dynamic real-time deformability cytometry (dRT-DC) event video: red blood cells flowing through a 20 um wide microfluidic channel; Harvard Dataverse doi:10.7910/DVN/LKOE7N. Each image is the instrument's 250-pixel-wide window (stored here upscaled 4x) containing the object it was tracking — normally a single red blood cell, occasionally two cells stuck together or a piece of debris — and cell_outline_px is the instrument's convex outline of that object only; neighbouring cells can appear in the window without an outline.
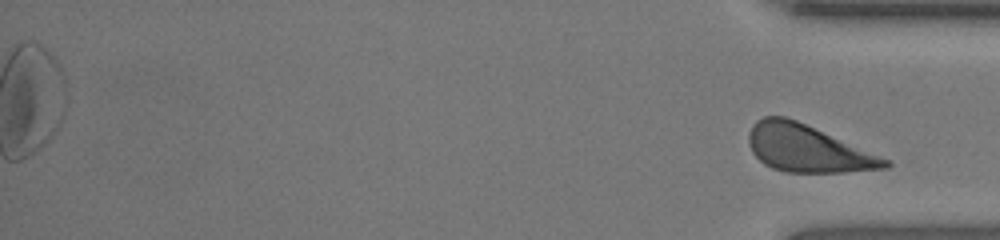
{"species": "human", "species_latin": "Homo sapiens", "temperature_condition": "room temperature", "stored_images_in_passage": 53, "segment_of_instrument_passage": [2, 2], "camera_frame_rate_fps": 3000, "um_per_image_px": 0.085, "donor": {"sex": "female"}, "frame": {"image": 1, "passage_image": 53, "time_ms": 17.333, "image_size_px": [1000, 240], "cell_outline_px": [[892, 164], [888, 168], [844, 172], [784, 172], [772, 168], [764, 164], [752, 152], [748, 144], [748, 132], [752, 124], [756, 120], [764, 116], [784, 116], [796, 120], [888, 160]], "centroid_in_image_um": [68.56, 12.62], "position_along_channel_um": 366.6, "area_um2": 36.93}}